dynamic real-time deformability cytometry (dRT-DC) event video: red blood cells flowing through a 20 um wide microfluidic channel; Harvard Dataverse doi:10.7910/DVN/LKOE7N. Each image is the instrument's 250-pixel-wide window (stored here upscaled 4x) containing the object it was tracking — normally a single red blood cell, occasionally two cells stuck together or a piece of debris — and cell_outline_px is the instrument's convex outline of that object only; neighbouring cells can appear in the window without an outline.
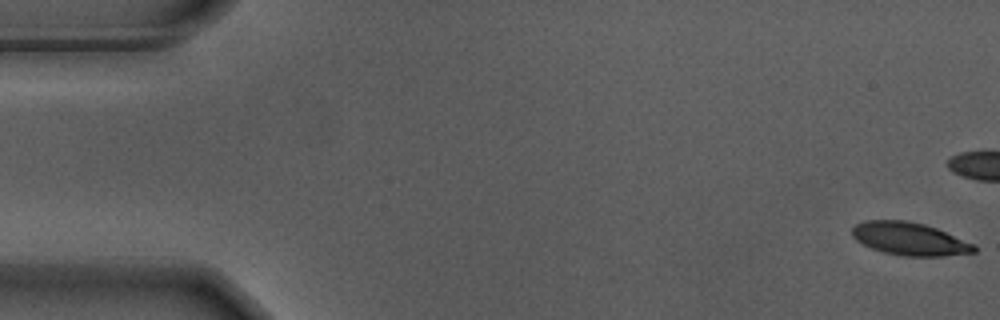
{"species": "Egyptian fruit bat (a non-hibernating species)", "species_latin": "Rousettus aegyptiacus", "temperature_condition": "warm", "stored_images_in_passage": 57, "camera_frame_rate_fps": 3000, "um_per_image_px": 0.085, "animal": {"sex": "male"}, "frame": {"image": 1, "passage_image": 1, "time_ms": 0.0, "image_size_px": [1000, 320], "cell_outline_px": [[976, 252], [944, 256], [904, 256], [884, 252], [872, 248], [856, 240], [852, 236], [852, 228], [856, 224], [864, 220], [908, 220], [924, 224], [936, 228], [976, 244]], "centroid_in_image_um": [77.33, 20.3], "position_along_channel_um": 7.7, "area_um2": 23.41}}
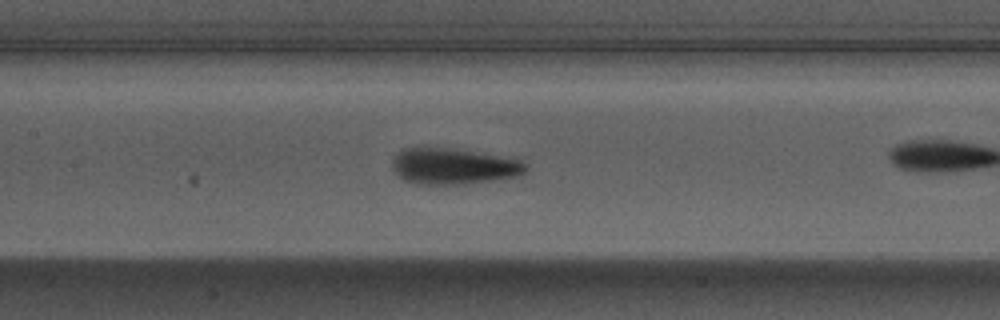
{"frame": {"image": 2, "passage_image": 26, "time_ms": 8.333, "image_size_px": [1000, 320], "cell_outline_px": [[528, 168], [520, 176], [464, 184], [416, 184], [404, 180], [392, 168], [392, 160], [396, 152], [404, 148], [428, 144], [452, 148], [520, 160], [528, 164]], "centroid_in_image_um": [38.48, 14.1], "position_along_channel_um": 168.9, "area_um2": 28.61}}
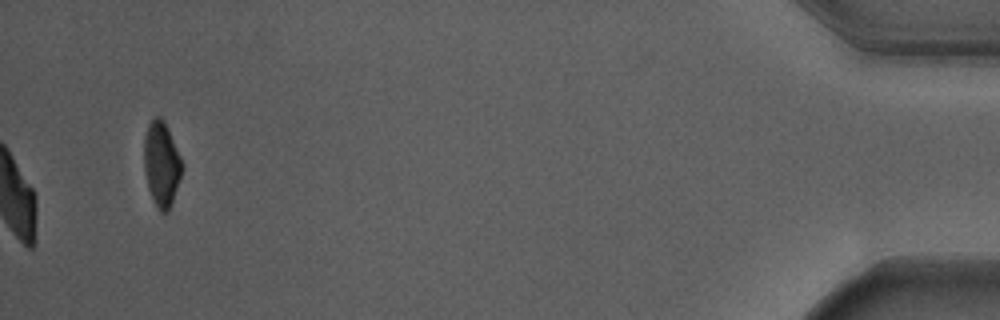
{"frame": {"image": 3, "passage_image": 57, "time_ms": 18.667, "image_size_px": [1000, 320], "cell_outline_px": [[184, 168], [168, 212], [160, 212], [156, 208], [148, 188], [144, 168], [144, 136], [148, 124], [156, 116], [160, 116], [164, 120], [168, 128], [184, 164]], "centroid_in_image_um": [13.74, 13.93], "position_along_channel_um": 421.5, "area_um2": 18.96}, "authors_computed_cell_mechanics": {"area_um2": 26.2412, "velocity_mm_per_s": 3.6595, "shape_relaxation_time_tau1_ms": 2.5328, "shape_relaxation_time_tau2_ms": null, "deformation_change_tau1": 0.1502, "deformation_change_tau2": null}}